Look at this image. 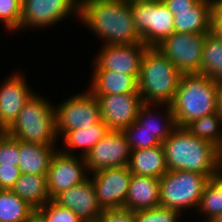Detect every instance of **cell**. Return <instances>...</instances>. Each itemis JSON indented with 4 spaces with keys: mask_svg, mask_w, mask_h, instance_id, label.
Returning <instances> with one entry per match:
<instances>
[{
    "mask_svg": "<svg viewBox=\"0 0 222 222\" xmlns=\"http://www.w3.org/2000/svg\"><path fill=\"white\" fill-rule=\"evenodd\" d=\"M207 34L174 32L156 48L182 74H200L204 40Z\"/></svg>",
    "mask_w": 222,
    "mask_h": 222,
    "instance_id": "cell-9",
    "label": "cell"
},
{
    "mask_svg": "<svg viewBox=\"0 0 222 222\" xmlns=\"http://www.w3.org/2000/svg\"><path fill=\"white\" fill-rule=\"evenodd\" d=\"M128 168L131 174L160 179L168 171L163 145L131 150Z\"/></svg>",
    "mask_w": 222,
    "mask_h": 222,
    "instance_id": "cell-22",
    "label": "cell"
},
{
    "mask_svg": "<svg viewBox=\"0 0 222 222\" xmlns=\"http://www.w3.org/2000/svg\"><path fill=\"white\" fill-rule=\"evenodd\" d=\"M160 206L159 178L132 174L124 208L131 211Z\"/></svg>",
    "mask_w": 222,
    "mask_h": 222,
    "instance_id": "cell-18",
    "label": "cell"
},
{
    "mask_svg": "<svg viewBox=\"0 0 222 222\" xmlns=\"http://www.w3.org/2000/svg\"><path fill=\"white\" fill-rule=\"evenodd\" d=\"M88 90L93 95L139 93L138 76L113 71H92Z\"/></svg>",
    "mask_w": 222,
    "mask_h": 222,
    "instance_id": "cell-21",
    "label": "cell"
},
{
    "mask_svg": "<svg viewBox=\"0 0 222 222\" xmlns=\"http://www.w3.org/2000/svg\"><path fill=\"white\" fill-rule=\"evenodd\" d=\"M151 107L156 108V110H152ZM159 107L160 109L164 108V111L163 109L160 110ZM157 109L162 111L163 114L162 112H157ZM155 113L157 116L155 115ZM160 113L162 114V116ZM137 121L143 126V129L152 133L153 136H155L161 143H163L177 128L174 114L172 112L171 106L168 104L143 103L138 111Z\"/></svg>",
    "mask_w": 222,
    "mask_h": 222,
    "instance_id": "cell-20",
    "label": "cell"
},
{
    "mask_svg": "<svg viewBox=\"0 0 222 222\" xmlns=\"http://www.w3.org/2000/svg\"><path fill=\"white\" fill-rule=\"evenodd\" d=\"M22 15L21 0H0V22L8 31H20Z\"/></svg>",
    "mask_w": 222,
    "mask_h": 222,
    "instance_id": "cell-31",
    "label": "cell"
},
{
    "mask_svg": "<svg viewBox=\"0 0 222 222\" xmlns=\"http://www.w3.org/2000/svg\"><path fill=\"white\" fill-rule=\"evenodd\" d=\"M78 19L101 38L103 45L142 43L133 22L130 0H80Z\"/></svg>",
    "mask_w": 222,
    "mask_h": 222,
    "instance_id": "cell-1",
    "label": "cell"
},
{
    "mask_svg": "<svg viewBox=\"0 0 222 222\" xmlns=\"http://www.w3.org/2000/svg\"><path fill=\"white\" fill-rule=\"evenodd\" d=\"M108 131L109 128L103 120L89 128L67 131L61 137L64 142L63 146L65 145V147L62 150L61 148L59 150L68 155H75L76 153L73 151H77L78 149V152H81L80 156L85 157L89 151L108 133Z\"/></svg>",
    "mask_w": 222,
    "mask_h": 222,
    "instance_id": "cell-24",
    "label": "cell"
},
{
    "mask_svg": "<svg viewBox=\"0 0 222 222\" xmlns=\"http://www.w3.org/2000/svg\"><path fill=\"white\" fill-rule=\"evenodd\" d=\"M21 176V171L15 166H0V189L11 190Z\"/></svg>",
    "mask_w": 222,
    "mask_h": 222,
    "instance_id": "cell-36",
    "label": "cell"
},
{
    "mask_svg": "<svg viewBox=\"0 0 222 222\" xmlns=\"http://www.w3.org/2000/svg\"><path fill=\"white\" fill-rule=\"evenodd\" d=\"M34 210L50 201L47 175L21 174L11 189Z\"/></svg>",
    "mask_w": 222,
    "mask_h": 222,
    "instance_id": "cell-25",
    "label": "cell"
},
{
    "mask_svg": "<svg viewBox=\"0 0 222 222\" xmlns=\"http://www.w3.org/2000/svg\"><path fill=\"white\" fill-rule=\"evenodd\" d=\"M97 222H135L134 211L125 208L103 210Z\"/></svg>",
    "mask_w": 222,
    "mask_h": 222,
    "instance_id": "cell-35",
    "label": "cell"
},
{
    "mask_svg": "<svg viewBox=\"0 0 222 222\" xmlns=\"http://www.w3.org/2000/svg\"><path fill=\"white\" fill-rule=\"evenodd\" d=\"M58 148L55 145L19 140V163L21 174L47 175L52 157Z\"/></svg>",
    "mask_w": 222,
    "mask_h": 222,
    "instance_id": "cell-19",
    "label": "cell"
},
{
    "mask_svg": "<svg viewBox=\"0 0 222 222\" xmlns=\"http://www.w3.org/2000/svg\"><path fill=\"white\" fill-rule=\"evenodd\" d=\"M44 98L34 93L6 133L24 142L56 145L55 105Z\"/></svg>",
    "mask_w": 222,
    "mask_h": 222,
    "instance_id": "cell-5",
    "label": "cell"
},
{
    "mask_svg": "<svg viewBox=\"0 0 222 222\" xmlns=\"http://www.w3.org/2000/svg\"><path fill=\"white\" fill-rule=\"evenodd\" d=\"M210 33L222 41V9L215 2L211 11Z\"/></svg>",
    "mask_w": 222,
    "mask_h": 222,
    "instance_id": "cell-37",
    "label": "cell"
},
{
    "mask_svg": "<svg viewBox=\"0 0 222 222\" xmlns=\"http://www.w3.org/2000/svg\"><path fill=\"white\" fill-rule=\"evenodd\" d=\"M6 133V130L0 125V138Z\"/></svg>",
    "mask_w": 222,
    "mask_h": 222,
    "instance_id": "cell-42",
    "label": "cell"
},
{
    "mask_svg": "<svg viewBox=\"0 0 222 222\" xmlns=\"http://www.w3.org/2000/svg\"><path fill=\"white\" fill-rule=\"evenodd\" d=\"M134 25L142 43L157 47L174 33V16L161 0H131Z\"/></svg>",
    "mask_w": 222,
    "mask_h": 222,
    "instance_id": "cell-7",
    "label": "cell"
},
{
    "mask_svg": "<svg viewBox=\"0 0 222 222\" xmlns=\"http://www.w3.org/2000/svg\"><path fill=\"white\" fill-rule=\"evenodd\" d=\"M26 77L14 72L0 86V125L7 130L16 120L23 106L34 94Z\"/></svg>",
    "mask_w": 222,
    "mask_h": 222,
    "instance_id": "cell-17",
    "label": "cell"
},
{
    "mask_svg": "<svg viewBox=\"0 0 222 222\" xmlns=\"http://www.w3.org/2000/svg\"><path fill=\"white\" fill-rule=\"evenodd\" d=\"M211 222H222V214L217 216L213 221Z\"/></svg>",
    "mask_w": 222,
    "mask_h": 222,
    "instance_id": "cell-41",
    "label": "cell"
},
{
    "mask_svg": "<svg viewBox=\"0 0 222 222\" xmlns=\"http://www.w3.org/2000/svg\"><path fill=\"white\" fill-rule=\"evenodd\" d=\"M208 180L206 175L197 172L168 170L159 179L160 206L181 214L190 208L196 211Z\"/></svg>",
    "mask_w": 222,
    "mask_h": 222,
    "instance_id": "cell-6",
    "label": "cell"
},
{
    "mask_svg": "<svg viewBox=\"0 0 222 222\" xmlns=\"http://www.w3.org/2000/svg\"><path fill=\"white\" fill-rule=\"evenodd\" d=\"M200 74L217 82L222 80V41L211 33L204 40Z\"/></svg>",
    "mask_w": 222,
    "mask_h": 222,
    "instance_id": "cell-28",
    "label": "cell"
},
{
    "mask_svg": "<svg viewBox=\"0 0 222 222\" xmlns=\"http://www.w3.org/2000/svg\"><path fill=\"white\" fill-rule=\"evenodd\" d=\"M193 136L216 146L222 152V115L213 113L193 120L185 126Z\"/></svg>",
    "mask_w": 222,
    "mask_h": 222,
    "instance_id": "cell-26",
    "label": "cell"
},
{
    "mask_svg": "<svg viewBox=\"0 0 222 222\" xmlns=\"http://www.w3.org/2000/svg\"><path fill=\"white\" fill-rule=\"evenodd\" d=\"M182 214L161 206L134 212L135 222H179Z\"/></svg>",
    "mask_w": 222,
    "mask_h": 222,
    "instance_id": "cell-32",
    "label": "cell"
},
{
    "mask_svg": "<svg viewBox=\"0 0 222 222\" xmlns=\"http://www.w3.org/2000/svg\"><path fill=\"white\" fill-rule=\"evenodd\" d=\"M122 132L131 150L146 149L162 144L152 133L143 129V126L137 120Z\"/></svg>",
    "mask_w": 222,
    "mask_h": 222,
    "instance_id": "cell-30",
    "label": "cell"
},
{
    "mask_svg": "<svg viewBox=\"0 0 222 222\" xmlns=\"http://www.w3.org/2000/svg\"><path fill=\"white\" fill-rule=\"evenodd\" d=\"M46 222H83L70 209L60 206L55 201L50 200L37 210Z\"/></svg>",
    "mask_w": 222,
    "mask_h": 222,
    "instance_id": "cell-33",
    "label": "cell"
},
{
    "mask_svg": "<svg viewBox=\"0 0 222 222\" xmlns=\"http://www.w3.org/2000/svg\"><path fill=\"white\" fill-rule=\"evenodd\" d=\"M19 163V139L5 133L0 138V166H15Z\"/></svg>",
    "mask_w": 222,
    "mask_h": 222,
    "instance_id": "cell-34",
    "label": "cell"
},
{
    "mask_svg": "<svg viewBox=\"0 0 222 222\" xmlns=\"http://www.w3.org/2000/svg\"><path fill=\"white\" fill-rule=\"evenodd\" d=\"M88 174L84 157L68 155L57 150L47 174L50 199L53 200L61 192L84 182L89 177Z\"/></svg>",
    "mask_w": 222,
    "mask_h": 222,
    "instance_id": "cell-13",
    "label": "cell"
},
{
    "mask_svg": "<svg viewBox=\"0 0 222 222\" xmlns=\"http://www.w3.org/2000/svg\"><path fill=\"white\" fill-rule=\"evenodd\" d=\"M147 48L143 43L105 44L95 55L93 71H113L139 77L141 59Z\"/></svg>",
    "mask_w": 222,
    "mask_h": 222,
    "instance_id": "cell-14",
    "label": "cell"
},
{
    "mask_svg": "<svg viewBox=\"0 0 222 222\" xmlns=\"http://www.w3.org/2000/svg\"><path fill=\"white\" fill-rule=\"evenodd\" d=\"M89 177L102 210L124 208L132 177L128 166L99 170Z\"/></svg>",
    "mask_w": 222,
    "mask_h": 222,
    "instance_id": "cell-11",
    "label": "cell"
},
{
    "mask_svg": "<svg viewBox=\"0 0 222 222\" xmlns=\"http://www.w3.org/2000/svg\"><path fill=\"white\" fill-rule=\"evenodd\" d=\"M222 9V0H213Z\"/></svg>",
    "mask_w": 222,
    "mask_h": 222,
    "instance_id": "cell-43",
    "label": "cell"
},
{
    "mask_svg": "<svg viewBox=\"0 0 222 222\" xmlns=\"http://www.w3.org/2000/svg\"><path fill=\"white\" fill-rule=\"evenodd\" d=\"M213 3V0H199L191 11L171 12L174 16V32L210 33Z\"/></svg>",
    "mask_w": 222,
    "mask_h": 222,
    "instance_id": "cell-23",
    "label": "cell"
},
{
    "mask_svg": "<svg viewBox=\"0 0 222 222\" xmlns=\"http://www.w3.org/2000/svg\"><path fill=\"white\" fill-rule=\"evenodd\" d=\"M218 82L201 74H183L170 104L177 127L218 112Z\"/></svg>",
    "mask_w": 222,
    "mask_h": 222,
    "instance_id": "cell-4",
    "label": "cell"
},
{
    "mask_svg": "<svg viewBox=\"0 0 222 222\" xmlns=\"http://www.w3.org/2000/svg\"><path fill=\"white\" fill-rule=\"evenodd\" d=\"M26 222H46V221L45 218L37 210H34L28 216Z\"/></svg>",
    "mask_w": 222,
    "mask_h": 222,
    "instance_id": "cell-39",
    "label": "cell"
},
{
    "mask_svg": "<svg viewBox=\"0 0 222 222\" xmlns=\"http://www.w3.org/2000/svg\"><path fill=\"white\" fill-rule=\"evenodd\" d=\"M170 12L191 11L199 0H161Z\"/></svg>",
    "mask_w": 222,
    "mask_h": 222,
    "instance_id": "cell-38",
    "label": "cell"
},
{
    "mask_svg": "<svg viewBox=\"0 0 222 222\" xmlns=\"http://www.w3.org/2000/svg\"><path fill=\"white\" fill-rule=\"evenodd\" d=\"M33 211L12 190L0 189V222H26Z\"/></svg>",
    "mask_w": 222,
    "mask_h": 222,
    "instance_id": "cell-29",
    "label": "cell"
},
{
    "mask_svg": "<svg viewBox=\"0 0 222 222\" xmlns=\"http://www.w3.org/2000/svg\"><path fill=\"white\" fill-rule=\"evenodd\" d=\"M182 73L156 47H148L141 59L138 90L144 104H168L175 97Z\"/></svg>",
    "mask_w": 222,
    "mask_h": 222,
    "instance_id": "cell-3",
    "label": "cell"
},
{
    "mask_svg": "<svg viewBox=\"0 0 222 222\" xmlns=\"http://www.w3.org/2000/svg\"><path fill=\"white\" fill-rule=\"evenodd\" d=\"M217 99H218V111L222 115V80L218 81Z\"/></svg>",
    "mask_w": 222,
    "mask_h": 222,
    "instance_id": "cell-40",
    "label": "cell"
},
{
    "mask_svg": "<svg viewBox=\"0 0 222 222\" xmlns=\"http://www.w3.org/2000/svg\"><path fill=\"white\" fill-rule=\"evenodd\" d=\"M54 110L59 137L67 131L89 128L102 120L98 100L89 90L66 98L54 106Z\"/></svg>",
    "mask_w": 222,
    "mask_h": 222,
    "instance_id": "cell-8",
    "label": "cell"
},
{
    "mask_svg": "<svg viewBox=\"0 0 222 222\" xmlns=\"http://www.w3.org/2000/svg\"><path fill=\"white\" fill-rule=\"evenodd\" d=\"M94 96L98 100L102 120L113 131H123L132 125L143 104L140 93Z\"/></svg>",
    "mask_w": 222,
    "mask_h": 222,
    "instance_id": "cell-15",
    "label": "cell"
},
{
    "mask_svg": "<svg viewBox=\"0 0 222 222\" xmlns=\"http://www.w3.org/2000/svg\"><path fill=\"white\" fill-rule=\"evenodd\" d=\"M131 148L122 131L108 133L84 157L88 173L99 170L128 166Z\"/></svg>",
    "mask_w": 222,
    "mask_h": 222,
    "instance_id": "cell-12",
    "label": "cell"
},
{
    "mask_svg": "<svg viewBox=\"0 0 222 222\" xmlns=\"http://www.w3.org/2000/svg\"><path fill=\"white\" fill-rule=\"evenodd\" d=\"M53 201L70 209L83 222H97L103 212L97 201L95 188L90 177L84 182L61 192Z\"/></svg>",
    "mask_w": 222,
    "mask_h": 222,
    "instance_id": "cell-16",
    "label": "cell"
},
{
    "mask_svg": "<svg viewBox=\"0 0 222 222\" xmlns=\"http://www.w3.org/2000/svg\"><path fill=\"white\" fill-rule=\"evenodd\" d=\"M162 145L168 170L193 171L209 179L222 173V152L185 127H177Z\"/></svg>",
    "mask_w": 222,
    "mask_h": 222,
    "instance_id": "cell-2",
    "label": "cell"
},
{
    "mask_svg": "<svg viewBox=\"0 0 222 222\" xmlns=\"http://www.w3.org/2000/svg\"><path fill=\"white\" fill-rule=\"evenodd\" d=\"M196 211L204 215L203 222H211L222 214V173L206 182Z\"/></svg>",
    "mask_w": 222,
    "mask_h": 222,
    "instance_id": "cell-27",
    "label": "cell"
},
{
    "mask_svg": "<svg viewBox=\"0 0 222 222\" xmlns=\"http://www.w3.org/2000/svg\"><path fill=\"white\" fill-rule=\"evenodd\" d=\"M79 7L80 0H24L20 30L51 27L71 14L79 18Z\"/></svg>",
    "mask_w": 222,
    "mask_h": 222,
    "instance_id": "cell-10",
    "label": "cell"
}]
</instances>
